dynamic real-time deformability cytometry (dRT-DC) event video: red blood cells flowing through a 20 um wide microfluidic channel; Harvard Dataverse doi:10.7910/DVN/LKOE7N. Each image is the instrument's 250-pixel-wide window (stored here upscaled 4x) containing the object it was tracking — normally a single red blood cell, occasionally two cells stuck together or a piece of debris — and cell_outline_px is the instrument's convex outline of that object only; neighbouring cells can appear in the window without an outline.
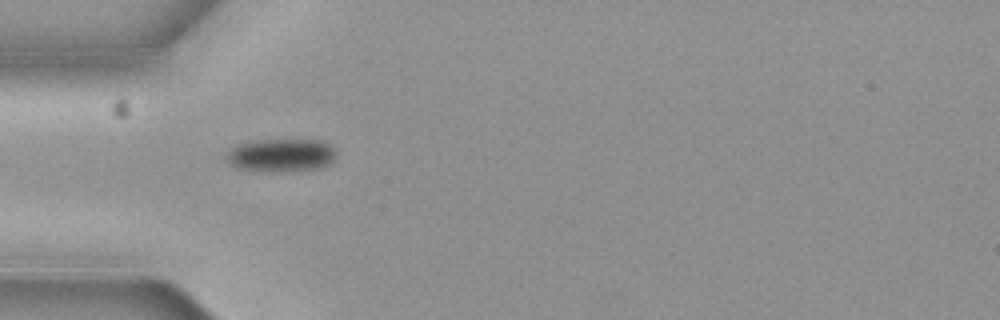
{"species": "common noctule bat (a hibernating species)", "species_latin": "Nyctalus noctula", "temperature_condition": "cold", "stored_images_in_passage": 5, "camera_frame_rate_fps": 3000, "um_per_image_px": 0.085, "animal": {"sex": "female", "body_mass_g": 19.3, "forearm_length_mm": 54.1}, "frame": {"image": 1, "passage_image": 4, "time_ms": 1.0, "image_size_px": [1000, 320], "cell_outline_px": [[336, 160], [320, 168], [240, 168], [228, 164], [224, 156], [236, 144], [252, 140], [324, 140], [332, 144], [336, 148]], "centroid_in_image_um": [23.95, 13.11], "position_along_channel_um": 61.1, "area_um2": 20.4}}
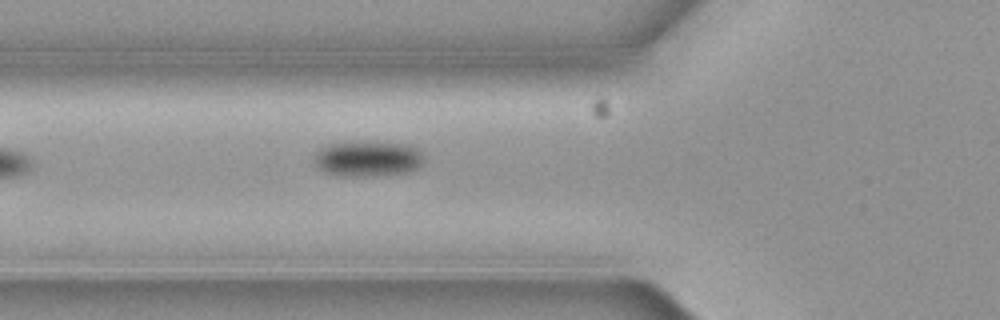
{"frame": {"image": 2, "passage_image": 5, "time_ms": 1.333, "image_size_px": [1000, 320], "cell_outline_px": [[420, 164], [416, 168], [404, 172], [364, 176], [344, 176], [324, 172], [316, 168], [312, 160], [316, 152], [320, 148], [328, 144], [364, 140], [408, 144], [416, 148], [420, 152]], "centroid_in_image_um": [31.15, 13.45], "position_along_channel_um": 94.7, "area_um2": 22.83}}